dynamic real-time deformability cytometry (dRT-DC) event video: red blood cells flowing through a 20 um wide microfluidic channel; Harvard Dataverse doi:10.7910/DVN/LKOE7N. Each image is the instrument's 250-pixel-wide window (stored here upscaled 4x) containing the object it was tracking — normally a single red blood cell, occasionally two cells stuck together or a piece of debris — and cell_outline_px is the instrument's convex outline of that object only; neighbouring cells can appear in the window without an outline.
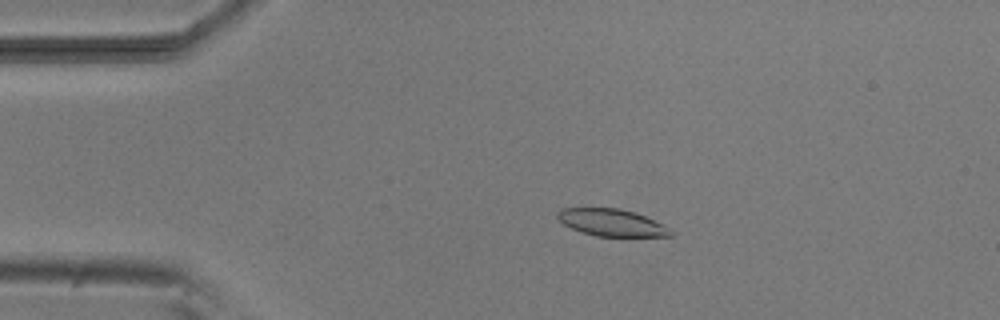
{"species": "common noctule bat (a hibernating species)", "species_latin": "Nyctalus noctula", "temperature_condition": "room temperature", "stored_images_in_passage": 53, "camera_frame_rate_fps": 3000, "um_per_image_px": 0.085, "animal": {"sex": "male", "body_mass_g": 20.5, "forearm_length_mm": 52.5}, "frame": {"image": 1, "passage_image": 11, "time_ms": 3.333, "image_size_px": [1000, 320], "cell_outline_px": [[672, 236], [596, 236], [580, 232], [564, 224], [556, 216], [560, 208], [620, 208], [636, 212], [672, 228]], "centroid_in_image_um": [52.01, 18.91], "position_along_channel_um": 33.0, "area_um2": 17.92}}
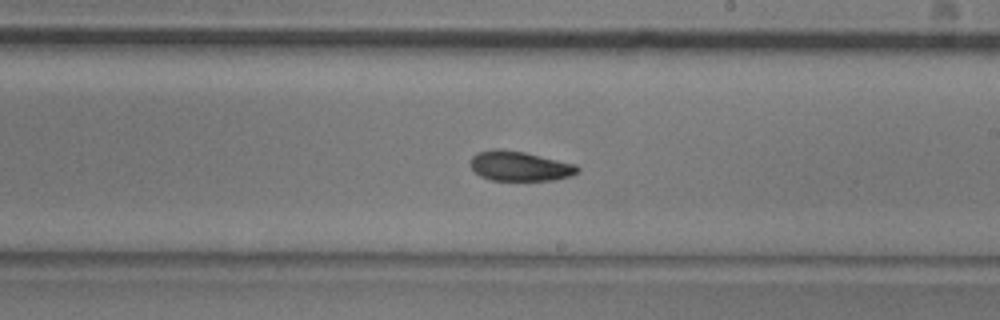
{"frame": {"image": 2, "passage_image": 31, "time_ms": 10.0, "image_size_px": [1000, 320], "cell_outline_px": [[580, 172], [572, 176], [556, 180], [492, 180], [480, 176], [472, 168], [472, 156], [476, 152], [492, 148], [500, 148], [524, 152], [576, 164], [580, 168]], "centroid_in_image_um": [44.21, 14.11], "position_along_channel_um": 244.8, "area_um2": 18.73}}
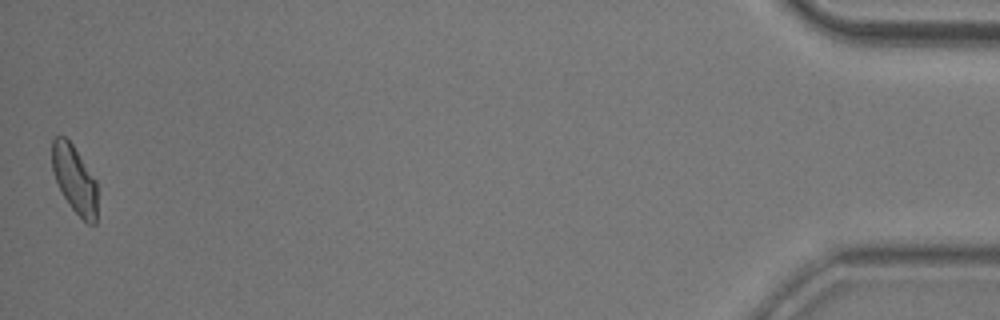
{"frame": {"image": 3, "passage_image": 53, "time_ms": 17.333, "image_size_px": [1000, 320], "cell_outline_px": [[96, 224], [88, 224], [72, 208], [64, 196], [56, 180], [52, 168], [52, 140], [56, 136], [64, 136], [72, 144], [96, 180]], "centroid_in_image_um": [6.33, 15.22], "position_along_channel_um": 428.9, "area_um2": 17.46}, "authors_computed_cell_mechanics": {"area_um2": 18.9584, "velocity_mm_per_s": 3.8017, "shape_relaxation_time_tau1_ms": 3.1195, "shape_relaxation_time_tau2_ms": 3.2949, "deformation_change_tau1": 0.1219, "deformation_change_tau2": 0.0918}}